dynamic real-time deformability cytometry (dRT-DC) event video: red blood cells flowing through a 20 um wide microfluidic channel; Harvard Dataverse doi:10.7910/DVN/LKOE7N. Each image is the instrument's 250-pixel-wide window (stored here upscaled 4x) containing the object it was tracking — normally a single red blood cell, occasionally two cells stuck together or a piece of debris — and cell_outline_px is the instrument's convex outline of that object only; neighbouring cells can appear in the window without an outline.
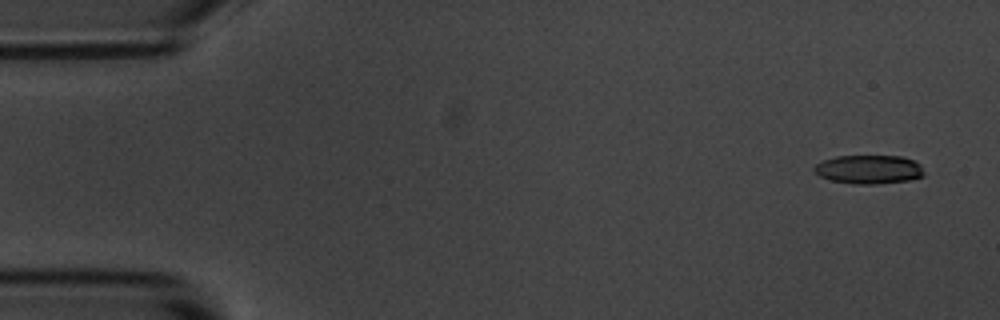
{"species": "common noctule bat (a hibernating species)", "species_latin": "Nyctalus noctula", "temperature_condition": "room temperature", "stored_images_in_passage": 5, "camera_frame_rate_fps": 3000, "um_per_image_px": 0.085, "animal": {"sex": "male", "body_mass_g": 20.1, "forearm_length_mm": 53.5}, "frame": {"image": 1, "passage_image": 1, "time_ms": 0.0, "image_size_px": [1000, 320], "cell_outline_px": [[924, 176], [908, 180], [876, 184], [852, 184], [828, 180], [820, 176], [812, 168], [816, 164], [824, 160], [836, 156], [900, 156], [912, 160], [920, 164], [924, 172]], "centroid_in_image_um": [73.84, 14.41], "position_along_channel_um": 11.2, "area_um2": 18.44}}